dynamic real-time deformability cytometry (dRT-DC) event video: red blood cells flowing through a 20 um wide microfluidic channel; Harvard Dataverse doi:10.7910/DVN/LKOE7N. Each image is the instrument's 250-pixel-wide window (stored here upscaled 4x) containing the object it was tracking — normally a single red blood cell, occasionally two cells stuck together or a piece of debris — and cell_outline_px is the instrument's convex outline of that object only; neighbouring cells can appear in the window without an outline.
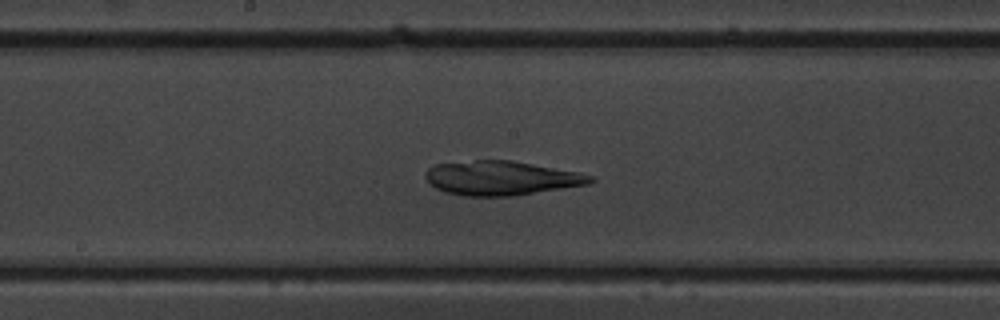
{"species": "common noctule bat (a hibernating species)", "species_latin": "Nyctalus noctula", "temperature_condition": "warm", "stored_images_in_passage": 39, "camera_frame_rate_fps": 3000, "um_per_image_px": 0.085, "animal": {"sex": "male", "body_mass_g": 19.5, "forearm_length_mm": 54.6}, "frame": {"image": 1, "passage_image": 13, "time_ms": 4.0, "image_size_px": [1000, 320], "cell_outline_px": [[596, 180], [588, 184], [512, 196], [464, 196], [444, 192], [428, 184], [424, 176], [424, 172], [432, 164], [476, 160], [512, 160], [580, 172], [596, 176]], "centroid_in_image_um": [42.58, 15.13], "position_along_channel_um": 205.6, "area_um2": 33.29}}
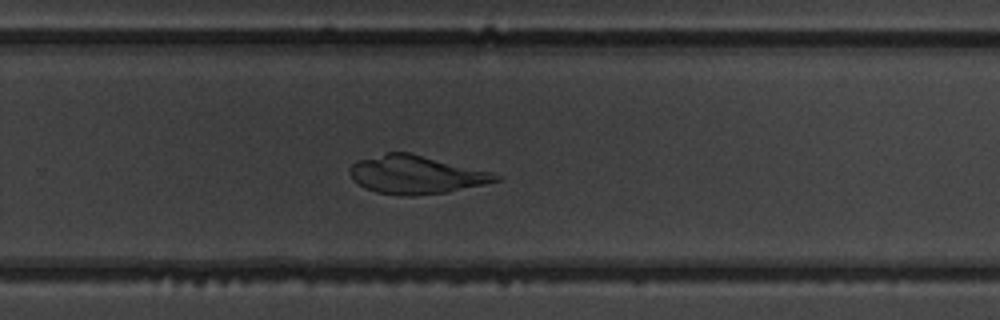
{"frame": {"image": 2, "passage_image": 20, "time_ms": 6.333, "image_size_px": [1000, 320], "cell_outline_px": [[504, 176], [500, 180], [484, 184], [448, 192], [412, 196], [408, 196], [376, 192], [364, 188], [348, 172], [352, 164], [356, 160], [388, 152], [408, 152]], "centroid_in_image_um": [35.32, 14.85], "position_along_channel_um": 294.5, "area_um2": 32.02}}
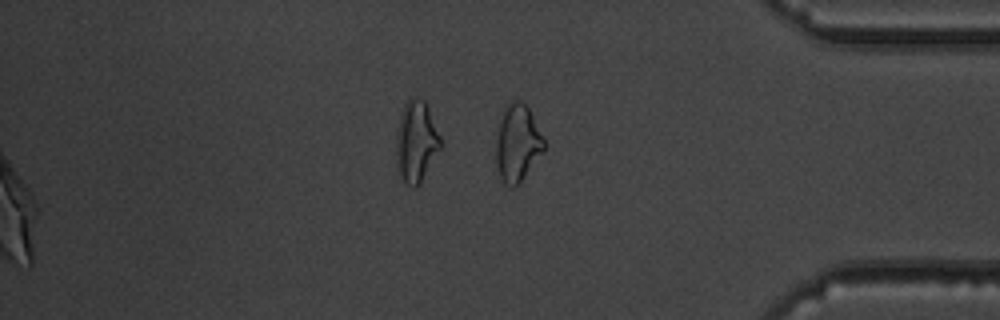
{"frame": {"image": 3, "passage_image": 39, "time_ms": 12.667, "image_size_px": [1000, 320], "cell_outline_px": [[544, 152], [520, 180], [512, 188], [504, 184], [500, 176], [496, 164], [496, 132], [504, 108], [512, 100], [520, 100], [528, 108], [544, 140]], "centroid_in_image_um": [43.96, 12.16], "position_along_channel_um": 391.2, "area_um2": 21.21}}